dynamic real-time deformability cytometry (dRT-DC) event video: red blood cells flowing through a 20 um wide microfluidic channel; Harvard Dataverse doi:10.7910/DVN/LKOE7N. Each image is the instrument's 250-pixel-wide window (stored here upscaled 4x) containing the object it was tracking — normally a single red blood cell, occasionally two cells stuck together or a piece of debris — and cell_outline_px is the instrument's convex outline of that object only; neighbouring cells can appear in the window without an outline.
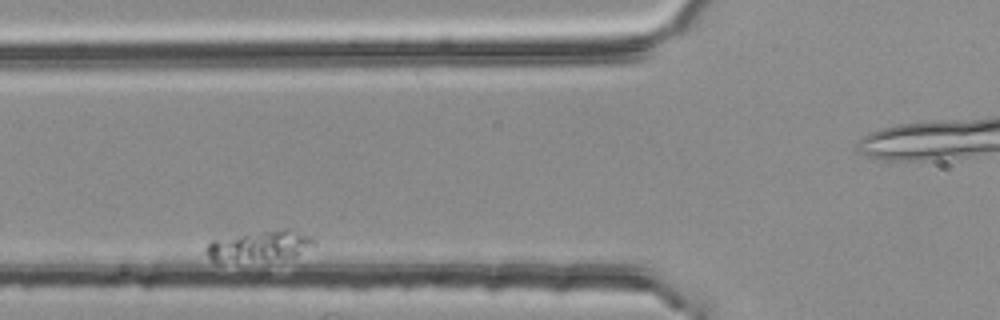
{"species": "common noctule bat (a hibernating species)", "species_latin": "Nyctalus noctula", "temperature_condition": "room temperature", "stored_images_in_passage": 5, "camera_frame_rate_fps": 3000, "um_per_image_px": 0.085, "animal": {"sex": "female", "body_mass_g": 25.1}, "frame": {"image": 1, "passage_image": 3, "time_ms": 0.667, "image_size_px": [1000, 320], "cell_outline_px": [[316, 244], [296, 256], [216, 260], [212, 260], [204, 252], [204, 248], [212, 240], [284, 228], [288, 228], [308, 236]], "centroid_in_image_um": [22.08, 20.86], "position_along_channel_um": 103.7, "area_um2": 17.74}}